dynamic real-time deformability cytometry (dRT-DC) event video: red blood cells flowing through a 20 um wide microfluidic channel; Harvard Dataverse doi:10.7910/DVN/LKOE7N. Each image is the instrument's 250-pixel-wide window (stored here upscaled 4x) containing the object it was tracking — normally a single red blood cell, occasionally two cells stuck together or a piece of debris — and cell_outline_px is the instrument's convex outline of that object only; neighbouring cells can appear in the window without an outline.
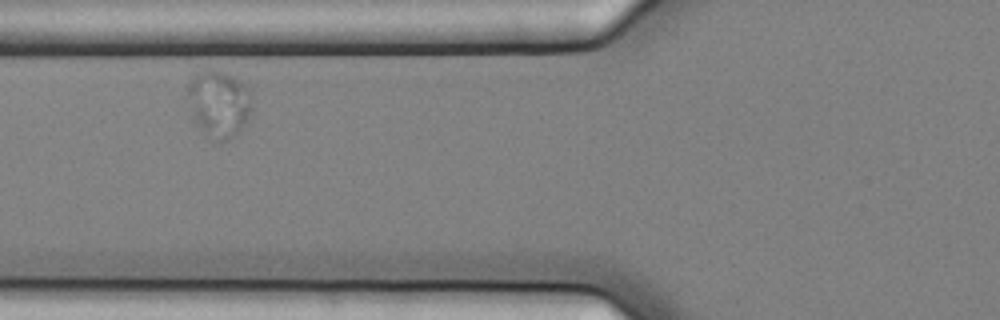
{"species": "common noctule bat (a hibernating species)", "species_latin": "Nyctalus noctula", "temperature_condition": "cold", "stored_images_in_passage": 3, "camera_frame_rate_fps": 3000, "um_per_image_px": 0.085, "animal": {"sex": "female", "body_mass_g": 25.1}, "frame": {"image": 1, "passage_image": 3, "time_ms": 0.667, "image_size_px": [1000, 320], "cell_outline_px": [[252, 112], [248, 120], [240, 132], [236, 136], [228, 140], [216, 140], [208, 136], [192, 120], [184, 88], [192, 76], [196, 72], [204, 68], [212, 68], [224, 72], [248, 84], [252, 88]], "centroid_in_image_um": [18.6, 8.77], "position_along_channel_um": 107.2, "area_um2": 26.47}}